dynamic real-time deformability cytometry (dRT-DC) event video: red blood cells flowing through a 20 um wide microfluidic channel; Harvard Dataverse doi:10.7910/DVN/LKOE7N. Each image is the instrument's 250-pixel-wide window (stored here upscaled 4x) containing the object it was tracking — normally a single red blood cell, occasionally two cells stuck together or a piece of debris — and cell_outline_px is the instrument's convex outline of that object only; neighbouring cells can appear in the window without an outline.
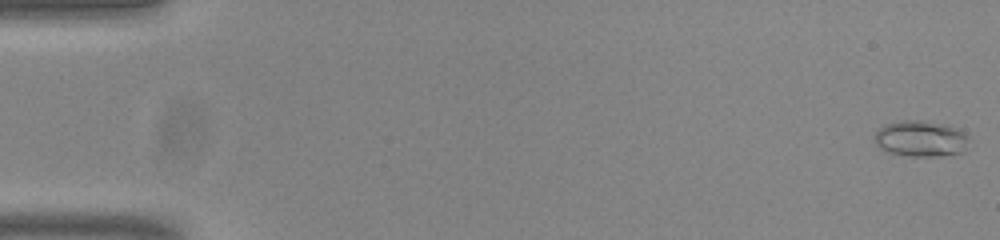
{"species": "common noctule bat (a hibernating species)", "species_latin": "Nyctalus noctula", "temperature_condition": "room temperature", "stored_images_in_passage": 54, "camera_frame_rate_fps": 3000, "um_per_image_px": 0.085, "animal": {"sex": "male", "body_mass_g": 20.0, "forearm_length_mm": 53.3}, "frame": {"image": 1, "passage_image": 1, "time_ms": 0.0, "image_size_px": [1000, 240], "cell_outline_px": [[968, 136], [964, 152], [940, 156], [908, 156], [888, 152], [880, 148], [876, 144], [872, 136], [884, 124], [904, 120], [920, 120], [948, 124], [960, 128]], "centroid_in_image_um": [78.26, 11.77], "position_along_channel_um": 6.7, "area_um2": 20.11}}
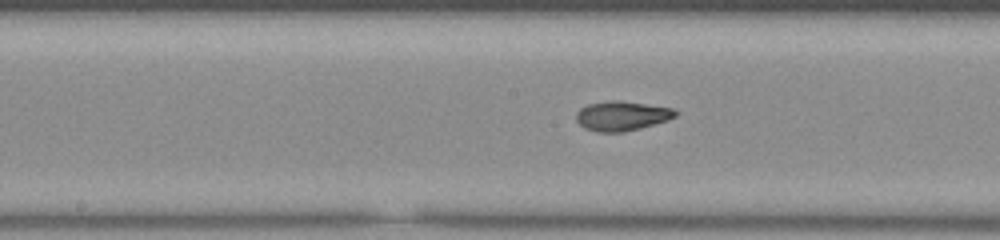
{"frame": {"image": 2, "passage_image": 28, "time_ms": 9.0, "image_size_px": [1000, 240], "cell_outline_px": [[680, 112], [676, 116], [668, 120], [640, 128], [624, 132], [596, 132], [584, 128], [576, 120], [576, 112], [580, 108], [588, 104], [612, 100], [620, 100], [676, 108]], "centroid_in_image_um": [52.89, 9.84], "position_along_channel_um": 195.3, "area_um2": 17.34}}
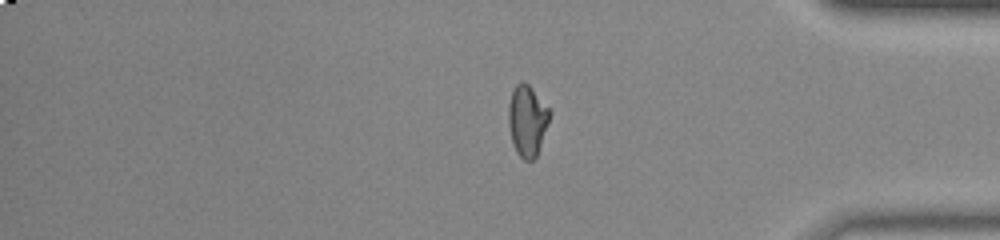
{"frame": {"image": 3, "passage_image": 45, "time_ms": 14.667, "image_size_px": [1000, 240], "cell_outline_px": [[552, 112], [548, 124], [536, 156], [532, 160], [524, 160], [516, 152], [512, 144], [508, 124], [508, 104], [512, 92], [516, 84], [520, 80], [528, 84], [532, 88]], "centroid_in_image_um": [44.8, 10.23], "position_along_channel_um": 390.4, "area_um2": 17.11}, "authors_computed_cell_mechanics": {"area_um2": 16.9065, "velocity_mm_per_s": 3.822, "shape_relaxation_time_tau1_ms": 5.5013, "shape_relaxation_time_tau2_ms": 1.3186, "deformation_change_tau1": 0.1888, "deformation_change_tau2": 0.0659}}